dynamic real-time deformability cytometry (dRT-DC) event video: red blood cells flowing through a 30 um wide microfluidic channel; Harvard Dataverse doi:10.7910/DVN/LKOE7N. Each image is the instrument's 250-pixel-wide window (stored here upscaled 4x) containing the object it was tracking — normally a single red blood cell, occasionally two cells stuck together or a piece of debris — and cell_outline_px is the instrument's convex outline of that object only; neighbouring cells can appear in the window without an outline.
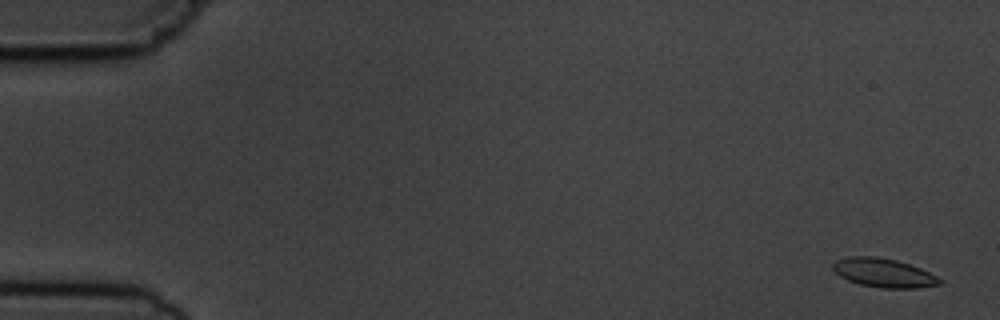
{"species": "common noctule bat (a hibernating species)", "species_latin": "Nyctalus noctula", "temperature_condition": "cold", "stored_images_in_passage": 5, "camera_frame_rate_fps": 3000, "um_per_image_px": 0.085, "animal": {"sex": "male", "body_mass_g": 19.5, "forearm_length_mm": 54.6}, "frame": {"image": 1, "passage_image": 1, "time_ms": 0.0, "image_size_px": [1000, 320], "cell_outline_px": [[944, 280], [940, 284], [916, 288], [880, 288], [860, 284], [848, 280], [840, 276], [832, 268], [832, 264], [836, 260], [848, 256], [876, 256], [896, 260], [920, 268]], "centroid_in_image_um": [75.1, 23.19], "position_along_channel_um": 9.9, "area_um2": 17.92}}
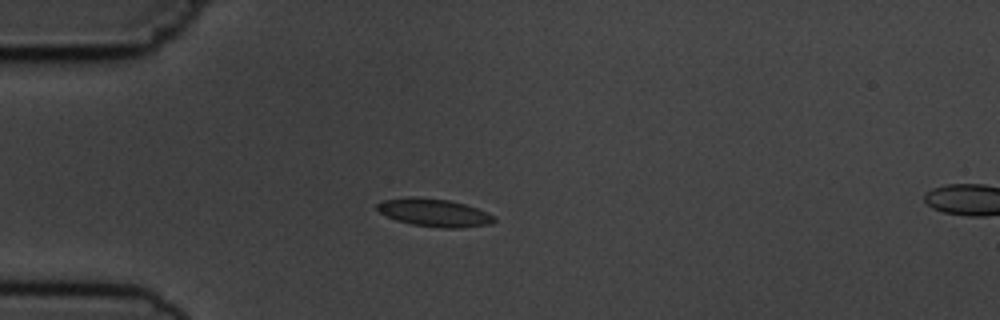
{"frame": {"image": 2, "passage_image": 4, "time_ms": 4.333, "image_size_px": [1000, 320], "cell_outline_px": [[496, 220], [492, 224], [456, 228], [440, 228], [412, 224], [396, 220], [380, 212], [376, 208], [376, 204], [384, 200], [408, 196], [416, 196], [448, 200], [464, 204], [476, 208], [496, 216]], "centroid_in_image_um": [36.91, 18.07], "position_along_channel_um": 48.1, "area_um2": 19.02}}